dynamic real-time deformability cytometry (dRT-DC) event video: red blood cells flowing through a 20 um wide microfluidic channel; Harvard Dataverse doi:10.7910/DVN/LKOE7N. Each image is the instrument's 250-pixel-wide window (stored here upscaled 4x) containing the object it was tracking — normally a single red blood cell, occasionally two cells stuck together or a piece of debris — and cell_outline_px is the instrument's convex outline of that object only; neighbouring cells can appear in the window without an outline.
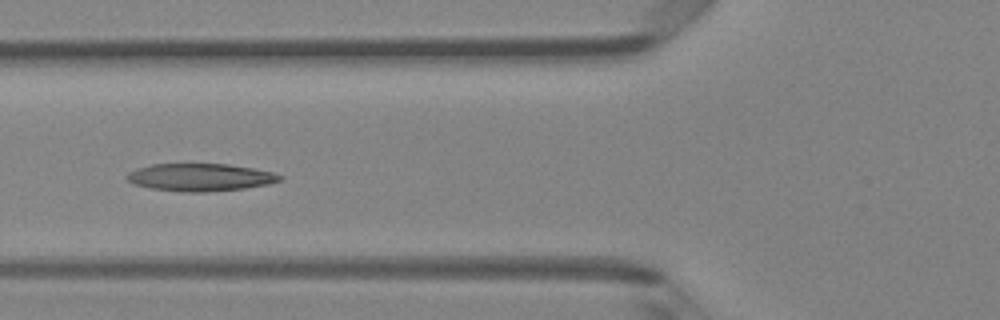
{"species": "Egyptian fruit bat (a non-hibernating species)", "species_latin": "Rousettus aegyptiacus", "temperature_condition": "room temperature", "stored_images_in_passage": 5, "camera_frame_rate_fps": 3000, "um_per_image_px": 0.085, "animal": {"sex": "female"}, "frame": {"image": 1, "passage_image": 5, "time_ms": 1.333, "image_size_px": [1000, 320], "cell_outline_px": [[284, 176], [280, 180], [268, 184], [244, 188], [204, 192], [180, 192], [152, 188], [132, 184], [124, 176], [128, 172], [136, 168], [152, 164], [228, 164], [252, 168], [272, 172]], "centroid_in_image_um": [16.97, 15.07], "position_along_channel_um": 108.8, "area_um2": 24.57}}